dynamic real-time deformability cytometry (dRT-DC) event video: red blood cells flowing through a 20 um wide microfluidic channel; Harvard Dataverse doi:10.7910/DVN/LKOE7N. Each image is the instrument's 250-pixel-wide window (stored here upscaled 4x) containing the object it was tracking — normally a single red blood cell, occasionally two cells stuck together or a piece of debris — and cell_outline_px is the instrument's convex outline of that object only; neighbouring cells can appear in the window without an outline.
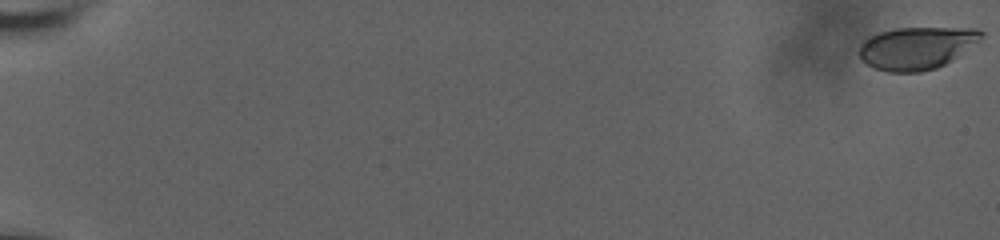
{"species": "human", "species_latin": "Homo sapiens", "temperature_condition": "room temperature", "stored_images_in_passage": 61, "camera_frame_rate_fps": 3000, "um_per_image_px": 0.085, "donor": {"sex": "male"}, "frame": {"image": 1, "passage_image": 1, "time_ms": 0.0, "image_size_px": [1000, 240], "cell_outline_px": [[984, 36], [952, 60], [936, 68], [920, 72], [888, 72], [876, 68], [860, 60], [860, 44], [864, 40], [880, 32], [896, 28], [976, 28], [984, 32]], "centroid_in_image_um": [77.91, 4.08], "position_along_channel_um": 7.1, "area_um2": 29.94}}
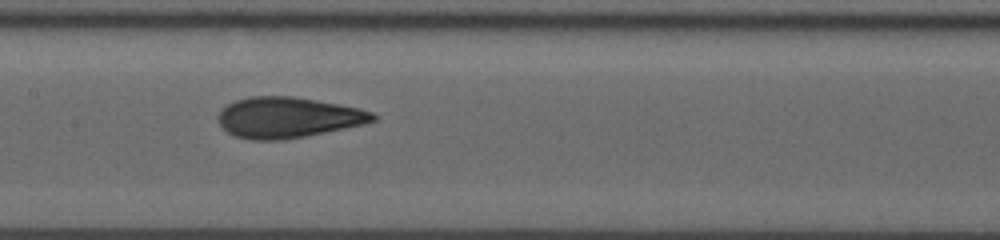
{"frame": {"image": 2, "passage_image": 34, "time_ms": 11.0, "image_size_px": [1000, 240], "cell_outline_px": [[380, 116], [376, 120], [360, 124], [324, 132], [304, 136], [280, 140], [252, 140], [236, 136], [228, 132], [220, 124], [216, 116], [220, 108], [236, 100], [252, 96], [292, 96], [316, 100], [360, 108], [372, 112]], "centroid_in_image_um": [24.44, 9.97], "position_along_channel_um": 183.0, "area_um2": 36.47}}
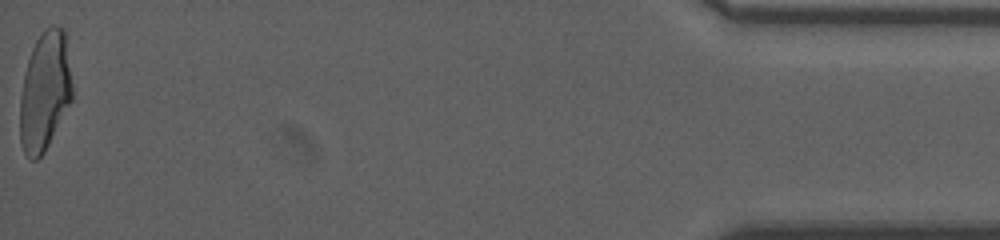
{"frame": {"image": 3, "passage_image": 61, "time_ms": 20.0, "image_size_px": [1000, 240], "cell_outline_px": [[72, 100], [44, 152], [36, 160], [32, 160], [24, 152], [20, 144], [20, 96], [24, 76], [28, 60], [32, 48], [36, 40], [52, 24], [56, 24], [64, 32], [72, 84]], "centroid_in_image_um": [3.8, 7.8], "position_along_channel_um": 431.4, "area_um2": 35.78}, "authors_computed_cell_mechanics": {"area_um2": 35.6048, "velocity_mm_per_s": 3.7292, "shape_relaxation_time_tau1_ms": 6.9138, "shape_relaxation_time_tau2_ms": 1.1851, "deformation_change_tau1": 0.2154, "deformation_change_tau2": 0.0762}}